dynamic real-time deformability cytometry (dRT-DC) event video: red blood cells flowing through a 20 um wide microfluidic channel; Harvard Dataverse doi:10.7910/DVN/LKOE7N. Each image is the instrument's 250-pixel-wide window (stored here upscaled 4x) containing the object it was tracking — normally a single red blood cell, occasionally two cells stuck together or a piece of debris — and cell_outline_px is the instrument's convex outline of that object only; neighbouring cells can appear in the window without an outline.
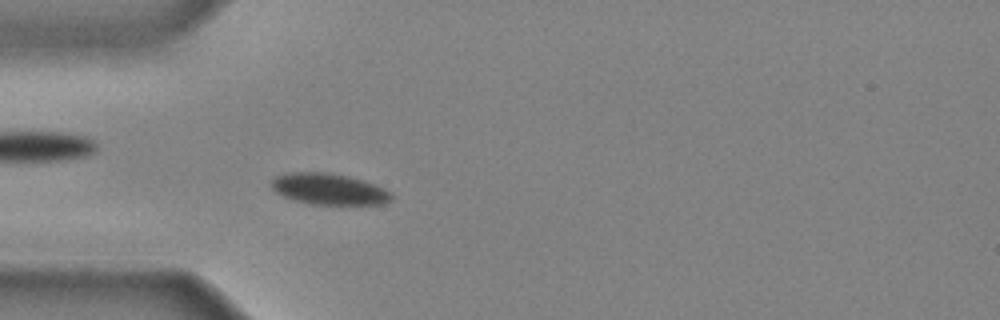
{"species": "common noctule bat (a hibernating species)", "species_latin": "Nyctalus noctula", "temperature_condition": "cold", "stored_images_in_passage": 35, "camera_frame_rate_fps": 3000, "um_per_image_px": 0.085, "animal": {"sex": "male", "body_mass_g": 20.4}, "frame": {"image": 1, "passage_image": 5, "time_ms": 1.333, "image_size_px": [1000, 320], "cell_outline_px": [[392, 200], [380, 204], [308, 204], [284, 196], [276, 192], [272, 188], [272, 180], [276, 176], [288, 172], [328, 172], [348, 176], [364, 180], [384, 188], [392, 192]], "centroid_in_image_um": [27.98, 16.06], "position_along_channel_um": 57.0, "area_um2": 21.79}}
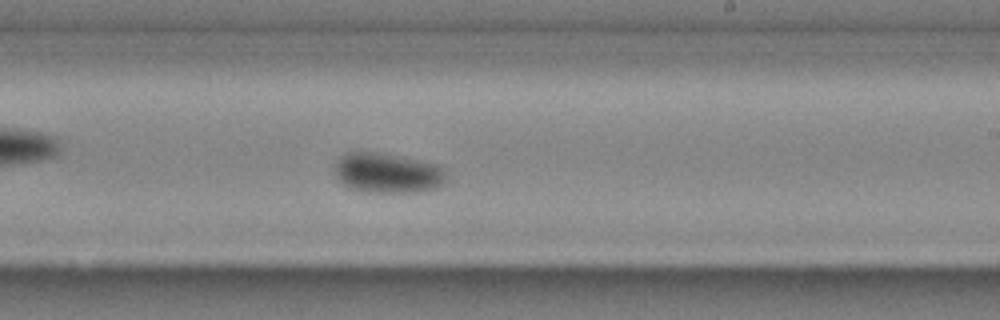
{"frame": {"image": 2, "passage_image": 19, "time_ms": 6.0, "image_size_px": [1000, 320], "cell_outline_px": [[448, 176], [444, 184], [420, 192], [368, 192], [348, 188], [332, 172], [336, 160], [340, 156], [348, 152], [384, 152], [420, 160], [436, 164], [444, 168]], "centroid_in_image_um": [32.93, 14.69], "position_along_channel_um": 256.1, "area_um2": 26.53}}
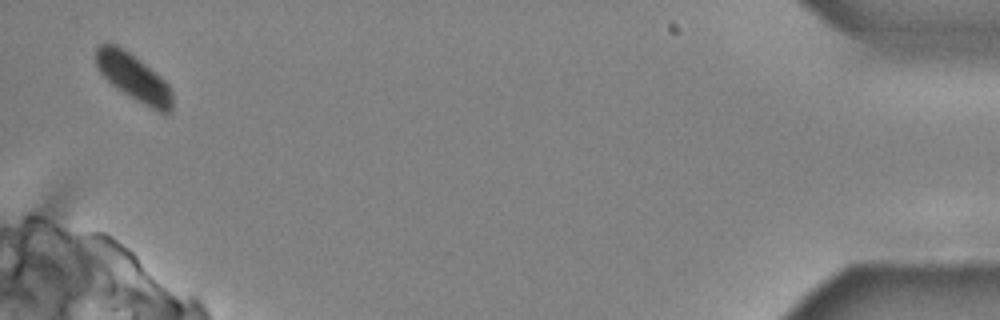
{"frame": {"image": 3, "passage_image": 35, "time_ms": 11.333, "image_size_px": [1000, 320], "cell_outline_px": [[172, 112], [160, 112], [136, 100], [116, 88], [96, 68], [96, 48], [100, 44], [116, 44], [124, 48], [140, 60], [160, 76], [168, 84], [172, 92]], "centroid_in_image_um": [11.36, 6.57], "position_along_channel_um": 423.8, "area_um2": 20.63}}